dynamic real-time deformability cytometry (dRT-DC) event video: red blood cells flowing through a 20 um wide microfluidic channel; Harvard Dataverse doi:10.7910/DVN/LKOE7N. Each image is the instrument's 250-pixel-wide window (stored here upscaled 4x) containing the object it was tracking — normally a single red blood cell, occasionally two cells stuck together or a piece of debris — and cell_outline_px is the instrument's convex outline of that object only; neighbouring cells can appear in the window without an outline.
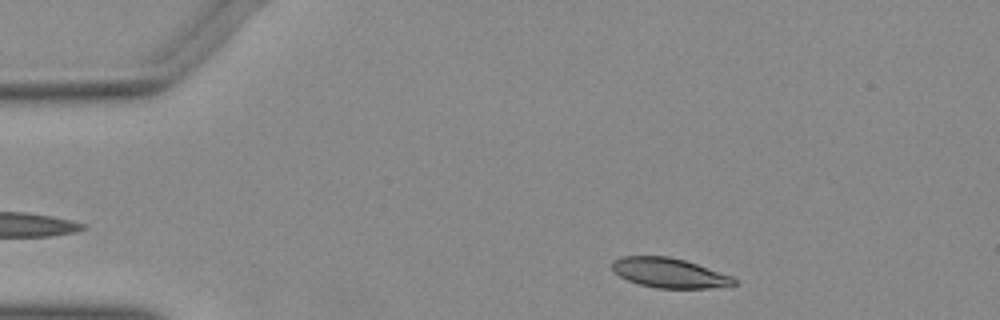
{"species": "Egyptian fruit bat (a non-hibernating species)", "species_latin": "Rousettus aegyptiacus", "temperature_condition": "warm", "stored_images_in_passage": 47, "camera_frame_rate_fps": 3000, "um_per_image_px": 0.085, "animal": {"sex": "female"}, "frame": {"image": 1, "passage_image": 4, "time_ms": 1.0, "image_size_px": [1000, 320], "cell_outline_px": [[736, 284], [708, 288], [656, 288], [640, 284], [628, 280], [612, 272], [612, 260], [620, 256], [668, 256], [684, 260], [732, 276], [736, 280]], "centroid_in_image_um": [56.83, 23.19], "position_along_channel_um": 28.2, "area_um2": 20.98}}
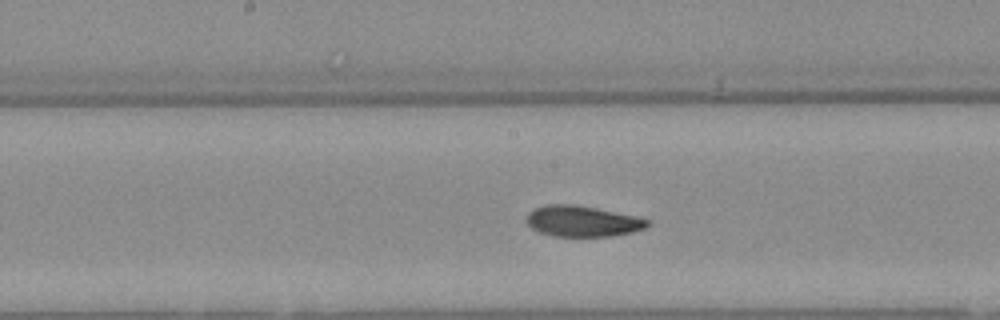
{"frame": {"image": 2, "passage_image": 22, "time_ms": 7.0, "image_size_px": [1000, 320], "cell_outline_px": [[652, 220], [644, 228], [632, 232], [612, 236], [552, 236], [540, 232], [532, 228], [524, 220], [528, 212], [544, 204], [576, 204], [636, 216]], "centroid_in_image_um": [49.48, 18.79], "position_along_channel_um": 198.7, "area_um2": 21.85}}
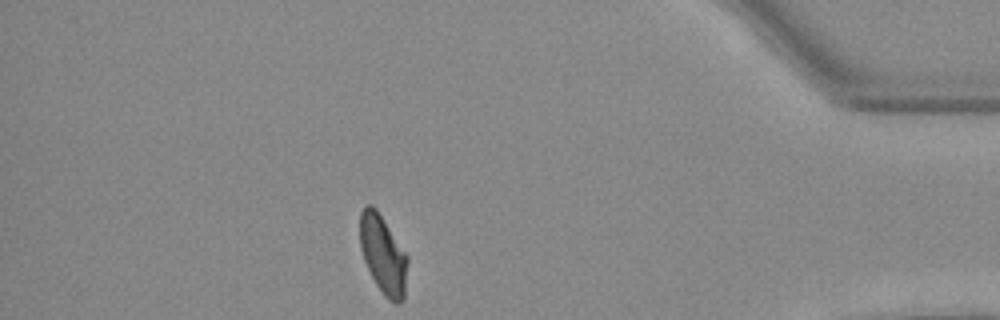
{"frame": {"image": 3, "passage_image": 41, "time_ms": 13.333, "image_size_px": [1000, 320], "cell_outline_px": [[408, 260], [404, 300], [400, 304], [396, 304], [388, 300], [384, 296], [376, 284], [364, 260], [360, 248], [360, 212], [364, 204], [372, 204], [376, 208], [408, 256]], "centroid_in_image_um": [32.56, 21.65], "position_along_channel_um": 402.6, "area_um2": 21.96}}